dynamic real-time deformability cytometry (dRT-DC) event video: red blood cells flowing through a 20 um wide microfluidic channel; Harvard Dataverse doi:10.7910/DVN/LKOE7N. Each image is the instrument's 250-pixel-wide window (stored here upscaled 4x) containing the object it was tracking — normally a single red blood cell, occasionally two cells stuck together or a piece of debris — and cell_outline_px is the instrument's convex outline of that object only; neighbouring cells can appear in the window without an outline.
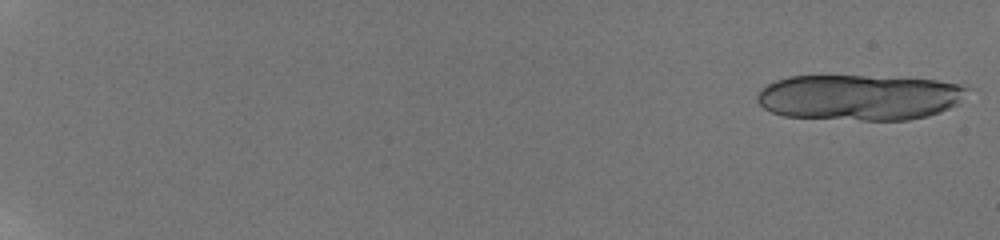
{"species": "human", "species_latin": "Homo sapiens", "temperature_condition": "room temperature", "stored_images_in_passage": 20, "camera_frame_rate_fps": 3000, "um_per_image_px": 0.085, "donor": {"sex": "male"}, "frame": {"image": 1, "passage_image": 1, "time_ms": 0.0, "image_size_px": [1000, 240], "cell_outline_px": [[972, 88], [956, 104], [940, 112], [928, 116], [908, 120], [864, 120], [784, 116], [772, 112], [764, 108], [756, 100], [756, 96], [760, 88], [776, 80], [788, 76], [864, 76], [936, 80], [968, 84]], "centroid_in_image_um": [73.07, 8.27], "position_along_channel_um": 11.9, "area_um2": 56.24}}